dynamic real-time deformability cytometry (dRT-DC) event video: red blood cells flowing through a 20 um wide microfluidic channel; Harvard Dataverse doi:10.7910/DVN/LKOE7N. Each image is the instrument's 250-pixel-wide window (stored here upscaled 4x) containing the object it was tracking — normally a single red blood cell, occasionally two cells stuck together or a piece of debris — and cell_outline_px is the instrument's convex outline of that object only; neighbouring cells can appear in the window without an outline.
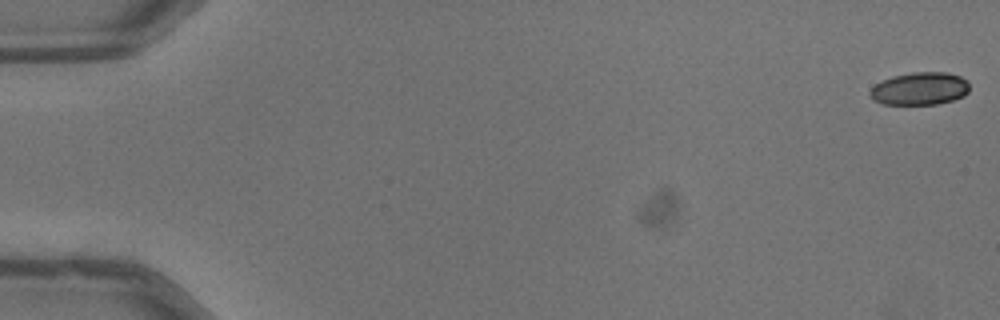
{"species": "common noctule bat (a hibernating species)", "species_latin": "Nyctalus noctula", "temperature_condition": "warm", "stored_images_in_passage": 43, "camera_frame_rate_fps": 3000, "um_per_image_px": 0.085, "animal": {"sex": "male", "body_mass_g": 13.3}, "frame": {"image": 1, "passage_image": 1, "time_ms": 0.0, "image_size_px": [1000, 320], "cell_outline_px": [[968, 92], [964, 96], [952, 100], [936, 104], [884, 104], [872, 100], [868, 96], [868, 92], [876, 84], [892, 76], [912, 72], [948, 72], [960, 76], [968, 80]], "centroid_in_image_um": [78.17, 7.53], "position_along_channel_um": 6.8, "area_um2": 19.07}}
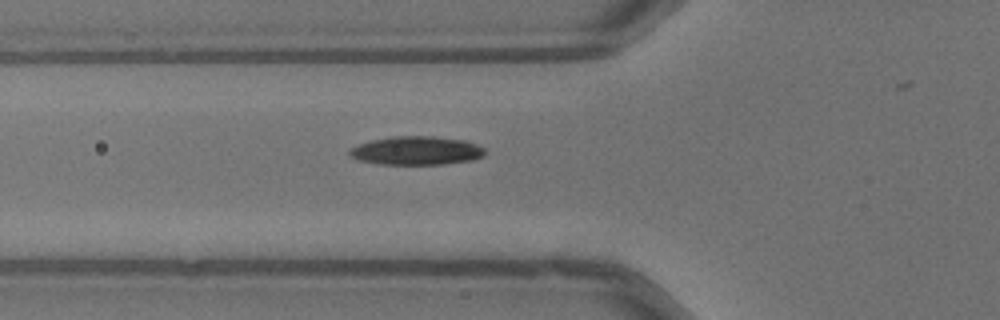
{"frame": {"image": 2, "passage_image": 20, "time_ms": 6.333, "image_size_px": [1000, 320], "cell_outline_px": [[488, 152], [484, 156], [476, 160], [444, 164], [380, 164], [356, 160], [348, 156], [348, 152], [352, 148], [360, 144], [372, 140], [392, 136], [432, 136], [468, 140], [484, 148]], "centroid_in_image_um": [35.45, 12.81], "position_along_channel_um": 90.3, "area_um2": 22.89}}
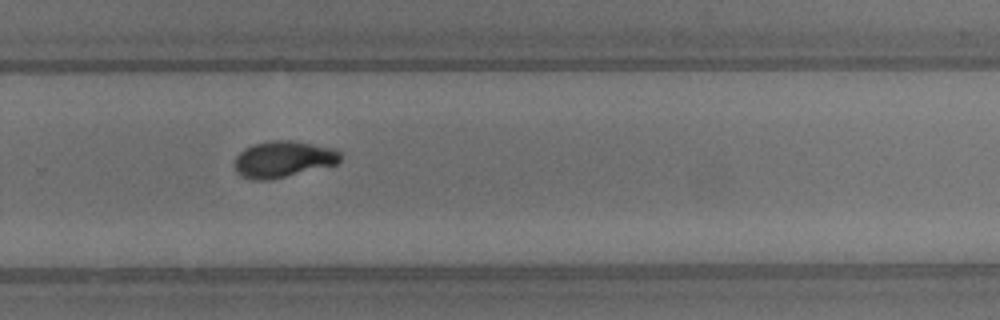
{"frame": {"image": 3, "passage_image": 36, "time_ms": 11.667, "image_size_px": [1000, 320], "cell_outline_px": [[340, 160], [336, 164], [268, 180], [252, 180], [240, 176], [236, 172], [232, 164], [236, 156], [244, 148], [256, 144], [272, 140], [288, 140], [336, 148], [340, 152]], "centroid_in_image_um": [24.02, 13.53], "position_along_channel_um": 305.8, "area_um2": 22.37}}